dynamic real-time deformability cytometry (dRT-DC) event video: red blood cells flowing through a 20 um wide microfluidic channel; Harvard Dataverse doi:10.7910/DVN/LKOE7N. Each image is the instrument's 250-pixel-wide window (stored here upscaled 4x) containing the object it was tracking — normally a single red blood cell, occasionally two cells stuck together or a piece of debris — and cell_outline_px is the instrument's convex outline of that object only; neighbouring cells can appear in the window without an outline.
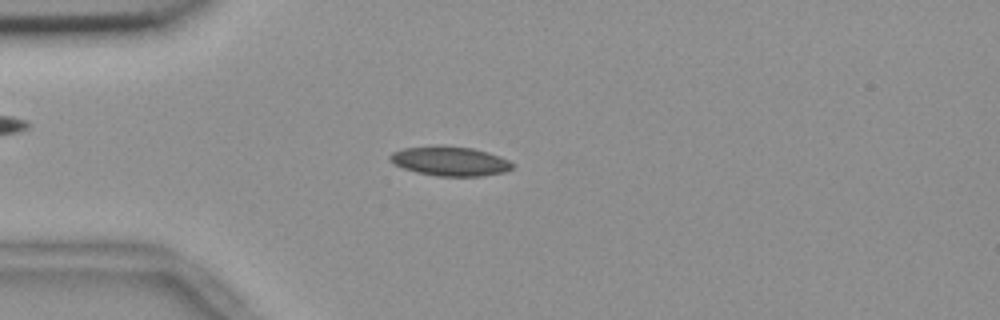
{"species": "common noctule bat (a hibernating species)", "species_latin": "Nyctalus noctula", "temperature_condition": "room temperature", "stored_images_in_passage": 52, "camera_frame_rate_fps": 3000, "um_per_image_px": 0.085, "animal": {"sex": "female", "body_mass_g": 18.4}, "frame": {"image": 1, "passage_image": 12, "time_ms": 3.667, "image_size_px": [1000, 320], "cell_outline_px": [[516, 168], [504, 172], [480, 176], [436, 176], [416, 172], [404, 168], [396, 164], [388, 156], [392, 152], [404, 148], [472, 148], [488, 152], [500, 156], [516, 164]], "centroid_in_image_um": [38.35, 13.74], "position_along_channel_um": 46.7, "area_um2": 20.23}}
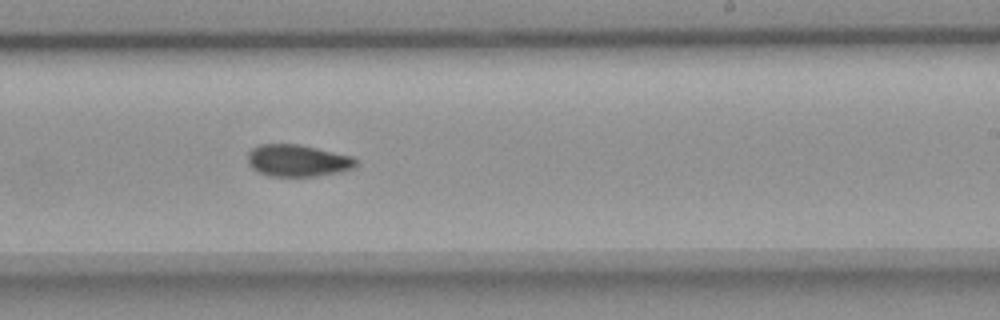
{"frame": {"image": 2, "passage_image": 31, "time_ms": 10.0, "image_size_px": [1000, 320], "cell_outline_px": [[360, 164], [356, 168], [340, 172], [316, 176], [268, 176], [252, 168], [248, 164], [248, 152], [252, 148], [260, 144], [300, 144], [352, 156]], "centroid_in_image_um": [25.33, 13.65], "position_along_channel_um": 263.7, "area_um2": 20.35}}
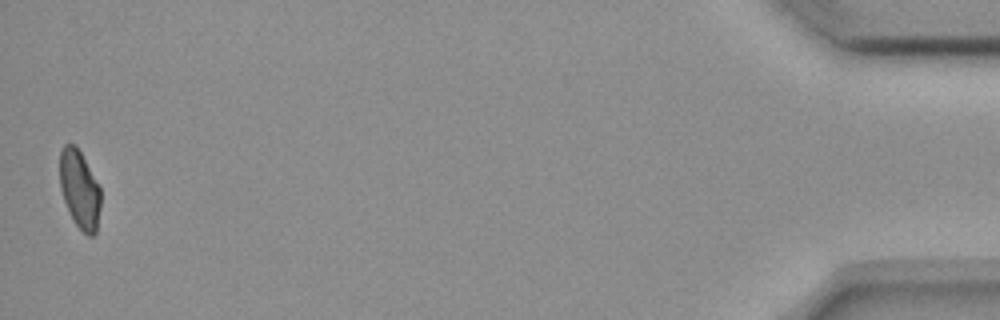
{"frame": {"image": 3, "passage_image": 52, "time_ms": 17.0, "image_size_px": [1000, 320], "cell_outline_px": [[100, 208], [96, 232], [92, 236], [88, 236], [72, 220], [64, 200], [60, 188], [60, 152], [64, 144], [76, 144], [100, 188]], "centroid_in_image_um": [6.76, 16.1], "position_along_channel_um": 428.4, "area_um2": 18.5}, "authors_computed_cell_mechanics": {"area_um2": 20.1722, "velocity_mm_per_s": 3.6746, "shape_relaxation_time_tau1_ms": null, "shape_relaxation_time_tau2_ms": 5.7022, "deformation_change_tau1": null, "deformation_change_tau2": 0.1006}}